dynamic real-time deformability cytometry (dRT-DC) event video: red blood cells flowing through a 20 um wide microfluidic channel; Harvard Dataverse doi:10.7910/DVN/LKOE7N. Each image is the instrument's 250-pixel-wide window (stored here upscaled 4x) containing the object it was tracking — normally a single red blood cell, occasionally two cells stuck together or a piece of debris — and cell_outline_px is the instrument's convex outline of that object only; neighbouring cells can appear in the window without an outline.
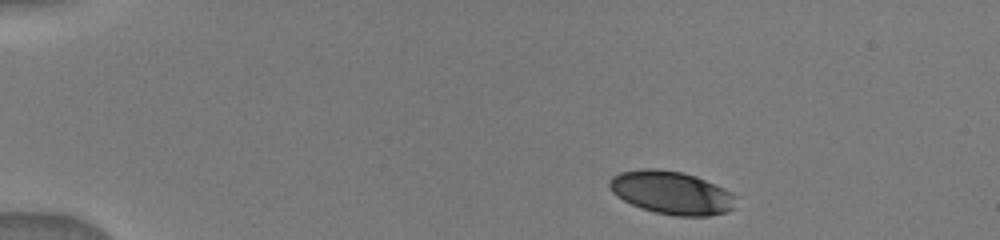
{"species": "human", "species_latin": "Homo sapiens", "temperature_condition": "warm", "stored_images_in_passage": 14, "camera_frame_rate_fps": 3000, "um_per_image_px": 0.085, "donor": {"sex": "male"}, "frame": {"image": 1, "passage_image": 1, "time_ms": 0.0, "image_size_px": [1000, 240], "cell_outline_px": [[736, 208], [728, 212], [708, 216], [676, 216], [656, 212], [640, 208], [616, 196], [612, 192], [608, 184], [608, 180], [612, 176], [620, 172], [640, 168], [656, 168], [684, 172], [696, 176], [724, 188], [732, 192], [736, 196]], "centroid_in_image_um": [57.1, 16.37], "position_along_channel_um": 27.9, "area_um2": 32.19}}
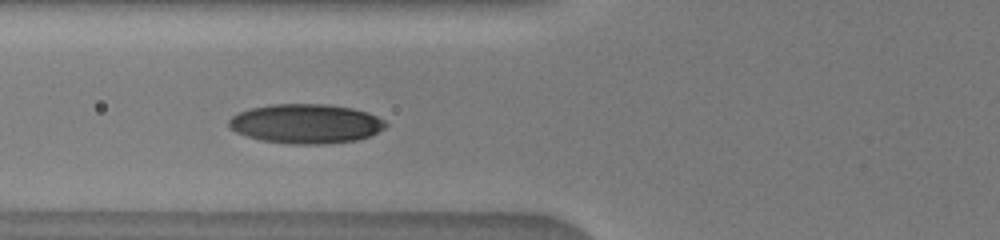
{"frame": {"image": 2, "passage_image": 5, "time_ms": 4.0, "image_size_px": [1000, 240], "cell_outline_px": [[388, 124], [384, 128], [368, 136], [356, 140], [324, 144], [292, 144], [260, 140], [236, 132], [228, 124], [228, 120], [232, 116], [240, 112], [252, 108], [272, 104], [328, 104], [352, 108], [368, 112], [384, 120]], "centroid_in_image_um": [26.01, 10.51], "position_along_channel_um": 99.8, "area_um2": 35.84}}
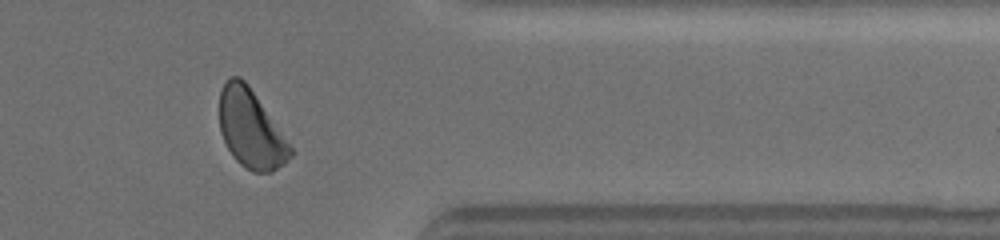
{"frame": {"image": 3, "passage_image": 12, "time_ms": 11.333, "image_size_px": [1000, 240], "cell_outline_px": [[292, 156], [284, 164], [272, 172], [252, 172], [240, 164], [232, 156], [220, 132], [220, 92], [224, 84], [232, 76], [240, 76], [248, 84], [292, 148]], "centroid_in_image_um": [21.31, 10.99], "position_along_channel_um": 390.1, "area_um2": 31.91}}